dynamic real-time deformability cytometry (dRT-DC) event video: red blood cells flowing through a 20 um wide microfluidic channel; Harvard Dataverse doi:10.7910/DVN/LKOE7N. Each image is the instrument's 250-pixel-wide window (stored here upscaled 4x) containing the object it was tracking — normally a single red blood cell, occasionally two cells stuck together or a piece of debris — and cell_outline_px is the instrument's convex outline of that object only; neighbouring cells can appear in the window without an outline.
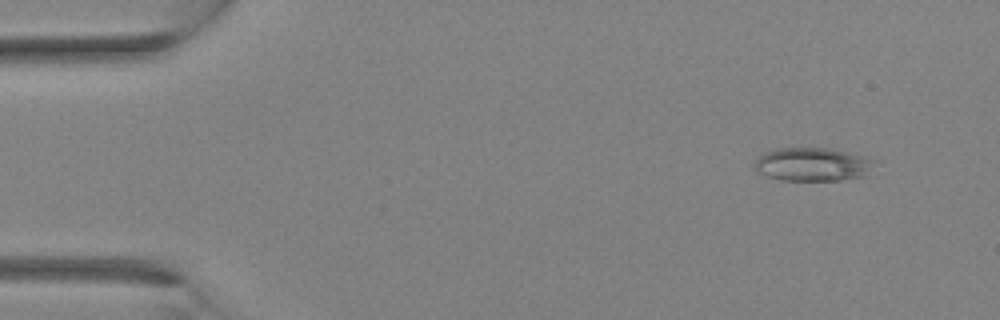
{"species": "Egyptian fruit bat (a non-hibernating species)", "species_latin": "Rousettus aegyptiacus", "temperature_condition": "room temperature", "stored_images_in_passage": 3, "camera_frame_rate_fps": 3000, "um_per_image_px": 0.085, "animal": {"sex": "female"}, "frame": {"image": 1, "passage_image": 1, "time_ms": 0.0, "image_size_px": [1000, 320], "cell_outline_px": [[880, 160], [868, 176], [840, 180], [780, 180], [768, 176], [760, 172], [756, 168], [756, 160], [764, 152], [776, 148], [832, 148], [868, 156]], "centroid_in_image_um": [69.23, 13.96], "position_along_channel_um": 15.8, "area_um2": 23.87}}